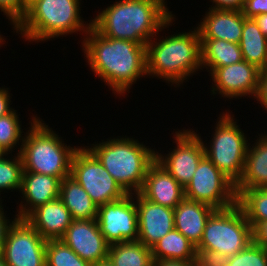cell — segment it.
<instances>
[{
	"instance_id": "obj_1",
	"label": "cell",
	"mask_w": 267,
	"mask_h": 266,
	"mask_svg": "<svg viewBox=\"0 0 267 266\" xmlns=\"http://www.w3.org/2000/svg\"><path fill=\"white\" fill-rule=\"evenodd\" d=\"M83 39L88 65L114 94L125 95L137 79L147 75V45L103 36L92 26Z\"/></svg>"
},
{
	"instance_id": "obj_2",
	"label": "cell",
	"mask_w": 267,
	"mask_h": 266,
	"mask_svg": "<svg viewBox=\"0 0 267 266\" xmlns=\"http://www.w3.org/2000/svg\"><path fill=\"white\" fill-rule=\"evenodd\" d=\"M165 3V0H119L98 12L91 26L103 36L147 45L159 31L172 26L175 15Z\"/></svg>"
},
{
	"instance_id": "obj_3",
	"label": "cell",
	"mask_w": 267,
	"mask_h": 266,
	"mask_svg": "<svg viewBox=\"0 0 267 266\" xmlns=\"http://www.w3.org/2000/svg\"><path fill=\"white\" fill-rule=\"evenodd\" d=\"M165 38V39H164ZM150 40L146 46L147 76L158 77L179 87L201 65V40L198 29ZM158 40V42H157Z\"/></svg>"
},
{
	"instance_id": "obj_4",
	"label": "cell",
	"mask_w": 267,
	"mask_h": 266,
	"mask_svg": "<svg viewBox=\"0 0 267 266\" xmlns=\"http://www.w3.org/2000/svg\"><path fill=\"white\" fill-rule=\"evenodd\" d=\"M119 138L102 140L87 148L127 194H137L149 166L156 160V152L133 137Z\"/></svg>"
},
{
	"instance_id": "obj_5",
	"label": "cell",
	"mask_w": 267,
	"mask_h": 266,
	"mask_svg": "<svg viewBox=\"0 0 267 266\" xmlns=\"http://www.w3.org/2000/svg\"><path fill=\"white\" fill-rule=\"evenodd\" d=\"M31 121V128L28 127L18 148L23 171L50 175L60 180L69 177L72 158L78 147L63 143L61 136L39 117L33 116Z\"/></svg>"
},
{
	"instance_id": "obj_6",
	"label": "cell",
	"mask_w": 267,
	"mask_h": 266,
	"mask_svg": "<svg viewBox=\"0 0 267 266\" xmlns=\"http://www.w3.org/2000/svg\"><path fill=\"white\" fill-rule=\"evenodd\" d=\"M80 1L37 0L14 30L30 42L48 41L78 31L85 35L91 27V20L89 24L82 20Z\"/></svg>"
},
{
	"instance_id": "obj_7",
	"label": "cell",
	"mask_w": 267,
	"mask_h": 266,
	"mask_svg": "<svg viewBox=\"0 0 267 266\" xmlns=\"http://www.w3.org/2000/svg\"><path fill=\"white\" fill-rule=\"evenodd\" d=\"M252 242V228L241 207L215 210L207 219L196 250H211L230 257Z\"/></svg>"
},
{
	"instance_id": "obj_8",
	"label": "cell",
	"mask_w": 267,
	"mask_h": 266,
	"mask_svg": "<svg viewBox=\"0 0 267 266\" xmlns=\"http://www.w3.org/2000/svg\"><path fill=\"white\" fill-rule=\"evenodd\" d=\"M216 122L210 146L203 142L205 156L234 184L244 170L249 143L245 133L239 128L234 116L228 112L220 114Z\"/></svg>"
},
{
	"instance_id": "obj_9",
	"label": "cell",
	"mask_w": 267,
	"mask_h": 266,
	"mask_svg": "<svg viewBox=\"0 0 267 266\" xmlns=\"http://www.w3.org/2000/svg\"><path fill=\"white\" fill-rule=\"evenodd\" d=\"M70 176L85 189L98 207L127 195L87 146L75 151Z\"/></svg>"
},
{
	"instance_id": "obj_10",
	"label": "cell",
	"mask_w": 267,
	"mask_h": 266,
	"mask_svg": "<svg viewBox=\"0 0 267 266\" xmlns=\"http://www.w3.org/2000/svg\"><path fill=\"white\" fill-rule=\"evenodd\" d=\"M185 198L201 202L216 210L226 209L237 203L235 184L204 156L185 186Z\"/></svg>"
},
{
	"instance_id": "obj_11",
	"label": "cell",
	"mask_w": 267,
	"mask_h": 266,
	"mask_svg": "<svg viewBox=\"0 0 267 266\" xmlns=\"http://www.w3.org/2000/svg\"><path fill=\"white\" fill-rule=\"evenodd\" d=\"M46 242L26 219L15 216L1 256L7 266H46Z\"/></svg>"
},
{
	"instance_id": "obj_12",
	"label": "cell",
	"mask_w": 267,
	"mask_h": 266,
	"mask_svg": "<svg viewBox=\"0 0 267 266\" xmlns=\"http://www.w3.org/2000/svg\"><path fill=\"white\" fill-rule=\"evenodd\" d=\"M173 136L177 146L166 156L156 151V161L185 188L205 156L203 140L191 129L178 130Z\"/></svg>"
},
{
	"instance_id": "obj_13",
	"label": "cell",
	"mask_w": 267,
	"mask_h": 266,
	"mask_svg": "<svg viewBox=\"0 0 267 266\" xmlns=\"http://www.w3.org/2000/svg\"><path fill=\"white\" fill-rule=\"evenodd\" d=\"M134 201L135 194H127L120 200L98 207L96 220L110 245L138 239L137 206Z\"/></svg>"
},
{
	"instance_id": "obj_14",
	"label": "cell",
	"mask_w": 267,
	"mask_h": 266,
	"mask_svg": "<svg viewBox=\"0 0 267 266\" xmlns=\"http://www.w3.org/2000/svg\"><path fill=\"white\" fill-rule=\"evenodd\" d=\"M261 70L245 60L214 68L209 72L214 84L211 94H220L221 97L233 99L242 96L256 97L260 81ZM215 85V86H214Z\"/></svg>"
},
{
	"instance_id": "obj_15",
	"label": "cell",
	"mask_w": 267,
	"mask_h": 266,
	"mask_svg": "<svg viewBox=\"0 0 267 266\" xmlns=\"http://www.w3.org/2000/svg\"><path fill=\"white\" fill-rule=\"evenodd\" d=\"M61 240L92 265L108 258L110 244L100 232L96 219L73 220Z\"/></svg>"
},
{
	"instance_id": "obj_16",
	"label": "cell",
	"mask_w": 267,
	"mask_h": 266,
	"mask_svg": "<svg viewBox=\"0 0 267 266\" xmlns=\"http://www.w3.org/2000/svg\"><path fill=\"white\" fill-rule=\"evenodd\" d=\"M138 219V239L152 248L174 227V209L153 203L135 194Z\"/></svg>"
},
{
	"instance_id": "obj_17",
	"label": "cell",
	"mask_w": 267,
	"mask_h": 266,
	"mask_svg": "<svg viewBox=\"0 0 267 266\" xmlns=\"http://www.w3.org/2000/svg\"><path fill=\"white\" fill-rule=\"evenodd\" d=\"M139 194L153 203L174 209L185 198V189L155 160L147 170Z\"/></svg>"
},
{
	"instance_id": "obj_18",
	"label": "cell",
	"mask_w": 267,
	"mask_h": 266,
	"mask_svg": "<svg viewBox=\"0 0 267 266\" xmlns=\"http://www.w3.org/2000/svg\"><path fill=\"white\" fill-rule=\"evenodd\" d=\"M60 183L58 177L23 171L20 192L24 202L19 204L18 214L15 216L26 219L38 207L58 199Z\"/></svg>"
},
{
	"instance_id": "obj_19",
	"label": "cell",
	"mask_w": 267,
	"mask_h": 266,
	"mask_svg": "<svg viewBox=\"0 0 267 266\" xmlns=\"http://www.w3.org/2000/svg\"><path fill=\"white\" fill-rule=\"evenodd\" d=\"M196 27L200 39H222L239 44L244 23L242 11L208 8Z\"/></svg>"
},
{
	"instance_id": "obj_20",
	"label": "cell",
	"mask_w": 267,
	"mask_h": 266,
	"mask_svg": "<svg viewBox=\"0 0 267 266\" xmlns=\"http://www.w3.org/2000/svg\"><path fill=\"white\" fill-rule=\"evenodd\" d=\"M26 220L45 240L61 239L73 218L58 198L35 209Z\"/></svg>"
},
{
	"instance_id": "obj_21",
	"label": "cell",
	"mask_w": 267,
	"mask_h": 266,
	"mask_svg": "<svg viewBox=\"0 0 267 266\" xmlns=\"http://www.w3.org/2000/svg\"><path fill=\"white\" fill-rule=\"evenodd\" d=\"M215 210L207 204L184 198L174 208V227L197 246L202 239L207 219Z\"/></svg>"
},
{
	"instance_id": "obj_22",
	"label": "cell",
	"mask_w": 267,
	"mask_h": 266,
	"mask_svg": "<svg viewBox=\"0 0 267 266\" xmlns=\"http://www.w3.org/2000/svg\"><path fill=\"white\" fill-rule=\"evenodd\" d=\"M258 136L252 148L248 145L243 174L235 190L267 188V134Z\"/></svg>"
},
{
	"instance_id": "obj_23",
	"label": "cell",
	"mask_w": 267,
	"mask_h": 266,
	"mask_svg": "<svg viewBox=\"0 0 267 266\" xmlns=\"http://www.w3.org/2000/svg\"><path fill=\"white\" fill-rule=\"evenodd\" d=\"M59 199L68 208L73 220L97 219L98 206L71 176L61 180Z\"/></svg>"
},
{
	"instance_id": "obj_24",
	"label": "cell",
	"mask_w": 267,
	"mask_h": 266,
	"mask_svg": "<svg viewBox=\"0 0 267 266\" xmlns=\"http://www.w3.org/2000/svg\"><path fill=\"white\" fill-rule=\"evenodd\" d=\"M200 40L201 65L208 72H211L214 68L224 67L244 60L241 48L237 43L222 39Z\"/></svg>"
},
{
	"instance_id": "obj_25",
	"label": "cell",
	"mask_w": 267,
	"mask_h": 266,
	"mask_svg": "<svg viewBox=\"0 0 267 266\" xmlns=\"http://www.w3.org/2000/svg\"><path fill=\"white\" fill-rule=\"evenodd\" d=\"M243 59L260 70L267 67V37L254 19L244 16L243 31L239 42Z\"/></svg>"
},
{
	"instance_id": "obj_26",
	"label": "cell",
	"mask_w": 267,
	"mask_h": 266,
	"mask_svg": "<svg viewBox=\"0 0 267 266\" xmlns=\"http://www.w3.org/2000/svg\"><path fill=\"white\" fill-rule=\"evenodd\" d=\"M154 260L196 261V246L175 228L151 248Z\"/></svg>"
},
{
	"instance_id": "obj_27",
	"label": "cell",
	"mask_w": 267,
	"mask_h": 266,
	"mask_svg": "<svg viewBox=\"0 0 267 266\" xmlns=\"http://www.w3.org/2000/svg\"><path fill=\"white\" fill-rule=\"evenodd\" d=\"M108 258L115 266H153L154 262L151 248L139 240L111 244Z\"/></svg>"
},
{
	"instance_id": "obj_28",
	"label": "cell",
	"mask_w": 267,
	"mask_h": 266,
	"mask_svg": "<svg viewBox=\"0 0 267 266\" xmlns=\"http://www.w3.org/2000/svg\"><path fill=\"white\" fill-rule=\"evenodd\" d=\"M237 204L243 210L251 228L267 220V188L235 190Z\"/></svg>"
},
{
	"instance_id": "obj_29",
	"label": "cell",
	"mask_w": 267,
	"mask_h": 266,
	"mask_svg": "<svg viewBox=\"0 0 267 266\" xmlns=\"http://www.w3.org/2000/svg\"><path fill=\"white\" fill-rule=\"evenodd\" d=\"M46 266H93L81 259L61 239L47 240Z\"/></svg>"
},
{
	"instance_id": "obj_30",
	"label": "cell",
	"mask_w": 267,
	"mask_h": 266,
	"mask_svg": "<svg viewBox=\"0 0 267 266\" xmlns=\"http://www.w3.org/2000/svg\"><path fill=\"white\" fill-rule=\"evenodd\" d=\"M16 155L14 158L9 159L5 156L0 159V193L2 190H18L19 192L21 190L23 163L20 154Z\"/></svg>"
},
{
	"instance_id": "obj_31",
	"label": "cell",
	"mask_w": 267,
	"mask_h": 266,
	"mask_svg": "<svg viewBox=\"0 0 267 266\" xmlns=\"http://www.w3.org/2000/svg\"><path fill=\"white\" fill-rule=\"evenodd\" d=\"M18 118V113L14 109L7 115L0 117V146L8 154L14 150L15 146L17 147V144L19 145V142H23V129Z\"/></svg>"
},
{
	"instance_id": "obj_32",
	"label": "cell",
	"mask_w": 267,
	"mask_h": 266,
	"mask_svg": "<svg viewBox=\"0 0 267 266\" xmlns=\"http://www.w3.org/2000/svg\"><path fill=\"white\" fill-rule=\"evenodd\" d=\"M227 266H267V249L251 242L245 249L231 256Z\"/></svg>"
},
{
	"instance_id": "obj_33",
	"label": "cell",
	"mask_w": 267,
	"mask_h": 266,
	"mask_svg": "<svg viewBox=\"0 0 267 266\" xmlns=\"http://www.w3.org/2000/svg\"><path fill=\"white\" fill-rule=\"evenodd\" d=\"M230 256L211 250H196V266H227Z\"/></svg>"
},
{
	"instance_id": "obj_34",
	"label": "cell",
	"mask_w": 267,
	"mask_h": 266,
	"mask_svg": "<svg viewBox=\"0 0 267 266\" xmlns=\"http://www.w3.org/2000/svg\"><path fill=\"white\" fill-rule=\"evenodd\" d=\"M0 10L15 29L22 21V0H0Z\"/></svg>"
},
{
	"instance_id": "obj_35",
	"label": "cell",
	"mask_w": 267,
	"mask_h": 266,
	"mask_svg": "<svg viewBox=\"0 0 267 266\" xmlns=\"http://www.w3.org/2000/svg\"><path fill=\"white\" fill-rule=\"evenodd\" d=\"M243 15L248 19L267 13V0H245L242 9Z\"/></svg>"
},
{
	"instance_id": "obj_36",
	"label": "cell",
	"mask_w": 267,
	"mask_h": 266,
	"mask_svg": "<svg viewBox=\"0 0 267 266\" xmlns=\"http://www.w3.org/2000/svg\"><path fill=\"white\" fill-rule=\"evenodd\" d=\"M252 242L267 249V220L258 222L252 227Z\"/></svg>"
},
{
	"instance_id": "obj_37",
	"label": "cell",
	"mask_w": 267,
	"mask_h": 266,
	"mask_svg": "<svg viewBox=\"0 0 267 266\" xmlns=\"http://www.w3.org/2000/svg\"><path fill=\"white\" fill-rule=\"evenodd\" d=\"M255 99L267 111V67L261 70L258 91Z\"/></svg>"
},
{
	"instance_id": "obj_38",
	"label": "cell",
	"mask_w": 267,
	"mask_h": 266,
	"mask_svg": "<svg viewBox=\"0 0 267 266\" xmlns=\"http://www.w3.org/2000/svg\"><path fill=\"white\" fill-rule=\"evenodd\" d=\"M213 9L242 11L245 0H211Z\"/></svg>"
},
{
	"instance_id": "obj_39",
	"label": "cell",
	"mask_w": 267,
	"mask_h": 266,
	"mask_svg": "<svg viewBox=\"0 0 267 266\" xmlns=\"http://www.w3.org/2000/svg\"><path fill=\"white\" fill-rule=\"evenodd\" d=\"M2 202L0 203V252L2 251L3 248V244L5 242L6 239V235L8 232V229L10 227V225L13 223V221L10 222V220L8 219V217L4 214V208L2 207ZM7 217V219H6Z\"/></svg>"
},
{
	"instance_id": "obj_40",
	"label": "cell",
	"mask_w": 267,
	"mask_h": 266,
	"mask_svg": "<svg viewBox=\"0 0 267 266\" xmlns=\"http://www.w3.org/2000/svg\"><path fill=\"white\" fill-rule=\"evenodd\" d=\"M10 91L6 88H0V117L7 115L13 109L10 107Z\"/></svg>"
},
{
	"instance_id": "obj_41",
	"label": "cell",
	"mask_w": 267,
	"mask_h": 266,
	"mask_svg": "<svg viewBox=\"0 0 267 266\" xmlns=\"http://www.w3.org/2000/svg\"><path fill=\"white\" fill-rule=\"evenodd\" d=\"M153 266H196V262L182 260H154Z\"/></svg>"
},
{
	"instance_id": "obj_42",
	"label": "cell",
	"mask_w": 267,
	"mask_h": 266,
	"mask_svg": "<svg viewBox=\"0 0 267 266\" xmlns=\"http://www.w3.org/2000/svg\"><path fill=\"white\" fill-rule=\"evenodd\" d=\"M254 20L258 24L261 32L267 37V13L256 16Z\"/></svg>"
},
{
	"instance_id": "obj_43",
	"label": "cell",
	"mask_w": 267,
	"mask_h": 266,
	"mask_svg": "<svg viewBox=\"0 0 267 266\" xmlns=\"http://www.w3.org/2000/svg\"><path fill=\"white\" fill-rule=\"evenodd\" d=\"M37 0H22V20L26 15L27 9L36 2Z\"/></svg>"
},
{
	"instance_id": "obj_44",
	"label": "cell",
	"mask_w": 267,
	"mask_h": 266,
	"mask_svg": "<svg viewBox=\"0 0 267 266\" xmlns=\"http://www.w3.org/2000/svg\"><path fill=\"white\" fill-rule=\"evenodd\" d=\"M93 266H115V265L111 262L109 258H107V259H104L102 261H99L93 264Z\"/></svg>"
},
{
	"instance_id": "obj_45",
	"label": "cell",
	"mask_w": 267,
	"mask_h": 266,
	"mask_svg": "<svg viewBox=\"0 0 267 266\" xmlns=\"http://www.w3.org/2000/svg\"><path fill=\"white\" fill-rule=\"evenodd\" d=\"M7 155H9V154L4 150V148H2L0 146V159H2L3 157H5Z\"/></svg>"
},
{
	"instance_id": "obj_46",
	"label": "cell",
	"mask_w": 267,
	"mask_h": 266,
	"mask_svg": "<svg viewBox=\"0 0 267 266\" xmlns=\"http://www.w3.org/2000/svg\"><path fill=\"white\" fill-rule=\"evenodd\" d=\"M0 266H7L2 256H0Z\"/></svg>"
},
{
	"instance_id": "obj_47",
	"label": "cell",
	"mask_w": 267,
	"mask_h": 266,
	"mask_svg": "<svg viewBox=\"0 0 267 266\" xmlns=\"http://www.w3.org/2000/svg\"><path fill=\"white\" fill-rule=\"evenodd\" d=\"M4 40V38L2 37V35L0 34V46H1V44H3L5 41H3Z\"/></svg>"
}]
</instances>
